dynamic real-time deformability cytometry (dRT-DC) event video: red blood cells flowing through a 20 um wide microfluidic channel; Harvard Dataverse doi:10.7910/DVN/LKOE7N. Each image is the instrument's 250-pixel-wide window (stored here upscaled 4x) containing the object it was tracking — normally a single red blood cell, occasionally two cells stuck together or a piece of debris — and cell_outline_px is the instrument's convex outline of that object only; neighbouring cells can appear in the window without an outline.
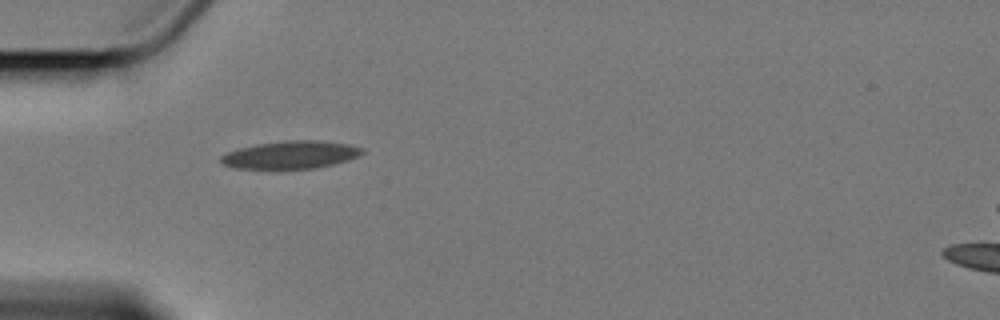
{"species": "Egyptian fruit bat (a non-hibernating species)", "species_latin": "Rousettus aegyptiacus", "temperature_condition": "cold", "stored_images_in_passage": 12, "camera_frame_rate_fps": 3000, "um_per_image_px": 0.085, "animal": {"sex": "female"}, "frame": {"image": 1, "passage_image": 2, "time_ms": 2.0, "image_size_px": [1000, 320], "cell_outline_px": [[364, 152], [348, 160], [316, 168], [232, 168], [220, 164], [220, 156], [228, 152], [240, 148], [256, 144], [284, 140], [320, 140], [348, 144], [364, 148]], "centroid_in_image_um": [24.68, 13.15], "position_along_channel_um": 60.3, "area_um2": 22.77}}
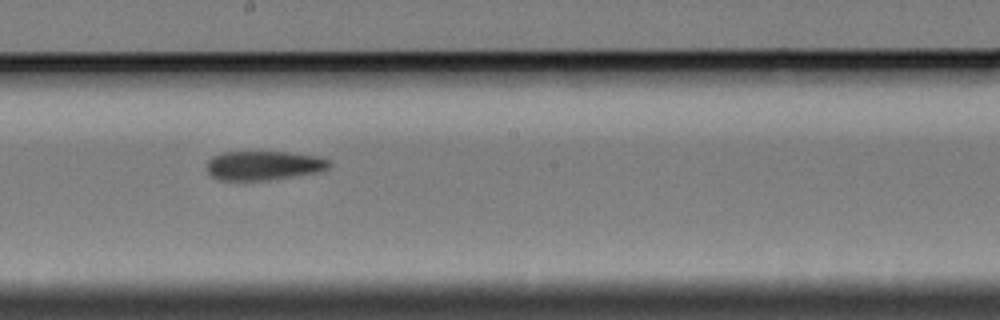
{"frame": {"image": 2, "passage_image": 6, "time_ms": 7.0, "image_size_px": [1000, 320], "cell_outline_px": [[332, 164], [328, 168], [320, 172], [268, 180], [216, 180], [204, 168], [208, 160], [212, 156], [224, 152], [288, 152], [320, 156], [328, 160]], "centroid_in_image_um": [22.4, 14.06], "position_along_channel_um": 225.8, "area_um2": 21.1}}
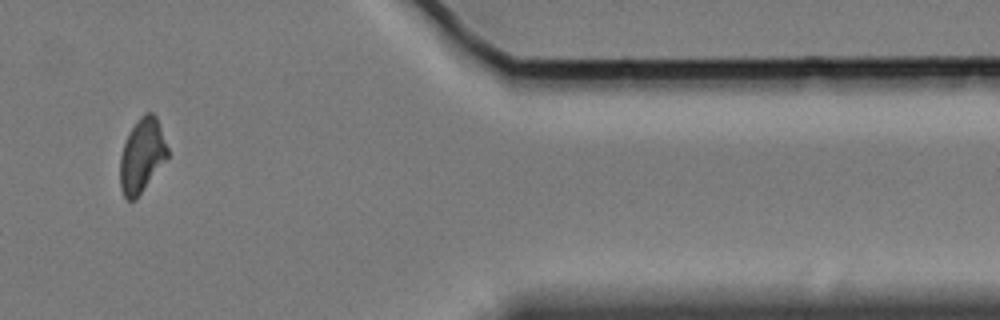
{"frame": {"image": 3, "passage_image": 11, "time_ms": 13.0, "image_size_px": [1000, 320], "cell_outline_px": [[168, 156], [136, 200], [128, 200], [124, 196], [120, 188], [120, 156], [128, 132], [140, 116], [144, 112], [152, 112], [156, 116], [168, 148]], "centroid_in_image_um": [12.05, 13.21], "position_along_channel_um": 399.4, "area_um2": 20.4}, "authors_computed_cell_mechanics": {"area_um2": 21.5883, "velocity_mm_per_s": 3.3802, "shape_relaxation_time_tau1_ms": null, "shape_relaxation_time_tau2_ms": 7.3953, "deformation_change_tau1": null, "deformation_change_tau2": 0.0931}}